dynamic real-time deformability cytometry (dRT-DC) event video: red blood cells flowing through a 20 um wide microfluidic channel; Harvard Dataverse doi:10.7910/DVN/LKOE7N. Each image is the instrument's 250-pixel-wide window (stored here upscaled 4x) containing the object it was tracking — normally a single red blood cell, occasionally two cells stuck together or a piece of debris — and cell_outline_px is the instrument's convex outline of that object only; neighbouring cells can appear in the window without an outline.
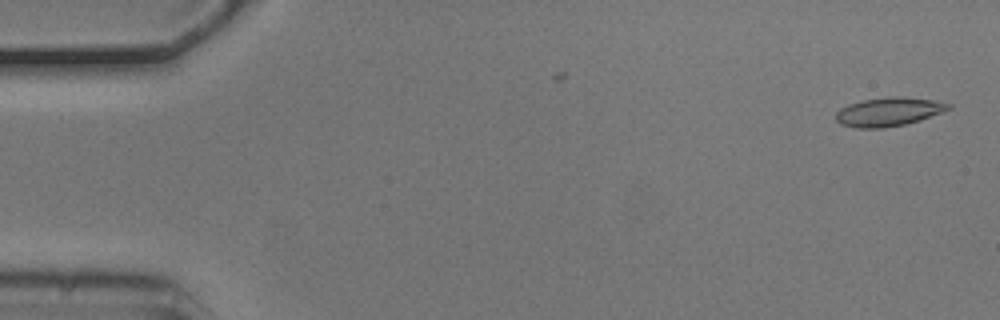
{"species": "common noctule bat (a hibernating species)", "species_latin": "Nyctalus noctula", "temperature_condition": "cold", "stored_images_in_passage": 4, "camera_frame_rate_fps": 3000, "um_per_image_px": 0.085, "animal": {"sex": "male", "body_mass_g": 20.5, "forearm_length_mm": 52.5}, "frame": {"image": 1, "passage_image": 1, "time_ms": 0.0, "image_size_px": [1000, 320], "cell_outline_px": [[952, 108], [920, 120], [904, 124], [884, 128], [856, 128], [840, 124], [836, 120], [836, 112], [840, 108], [848, 104], [864, 100], [892, 96], [900, 96], [932, 100], [952, 104]], "centroid_in_image_um": [75.52, 9.5], "position_along_channel_um": 9.5, "area_um2": 18.79}}